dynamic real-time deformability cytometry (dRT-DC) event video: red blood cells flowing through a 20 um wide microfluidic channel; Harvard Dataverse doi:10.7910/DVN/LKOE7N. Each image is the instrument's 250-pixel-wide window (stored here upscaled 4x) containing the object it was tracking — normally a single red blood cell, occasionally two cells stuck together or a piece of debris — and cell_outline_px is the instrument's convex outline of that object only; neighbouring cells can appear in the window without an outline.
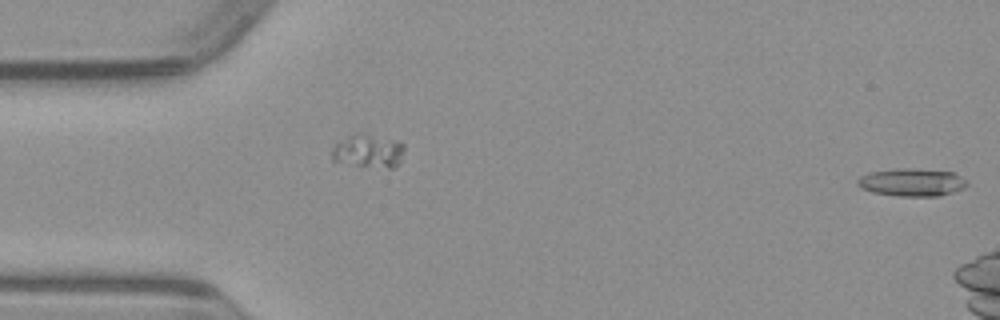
{"species": "common noctule bat (a hibernating species)", "species_latin": "Nyctalus noctula", "temperature_condition": "warm", "stored_images_in_passage": 16, "segment_of_instrument_passage": [2, 2], "camera_frame_rate_fps": 3000, "um_per_image_px": 0.085, "animal": {"sex": "male", "body_mass_g": 23.1, "forearm_length_mm": 52.7}, "frame": {"image": 1, "passage_image": 16, "time_ms": 5.0, "image_size_px": [1000, 320], "cell_outline_px": [[968, 184], [964, 188], [940, 196], [896, 196], [872, 192], [860, 188], [856, 184], [856, 180], [860, 176], [868, 172], [896, 168], [912, 168], [952, 172], [960, 176]], "centroid_in_image_um": [77.44, 15.49], "position_along_channel_um": 7.6, "area_um2": 17.86}}